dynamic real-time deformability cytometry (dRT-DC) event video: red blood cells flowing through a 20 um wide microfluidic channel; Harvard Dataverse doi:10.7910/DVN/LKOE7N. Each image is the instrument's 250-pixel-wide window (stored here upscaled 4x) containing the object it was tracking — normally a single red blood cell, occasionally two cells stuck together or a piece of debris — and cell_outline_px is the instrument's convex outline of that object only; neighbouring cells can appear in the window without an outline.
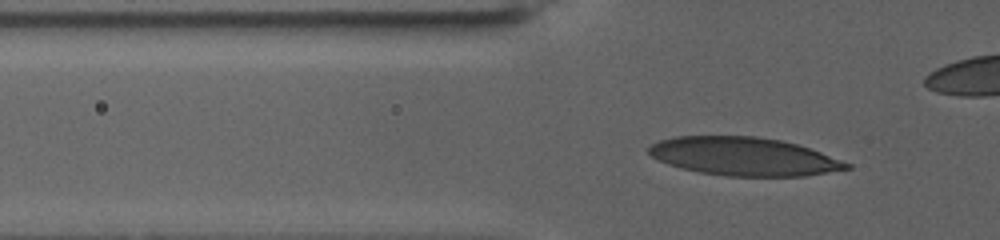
{"species": "human", "species_latin": "Homo sapiens", "temperature_condition": "warm", "stored_images_in_passage": 61, "camera_frame_rate_fps": 3000, "um_per_image_px": 0.085, "donor": {"sex": "female"}, "frame": {"image": 1, "passage_image": 20, "time_ms": 6.333, "image_size_px": [1000, 240], "cell_outline_px": [[852, 168], [804, 176], [724, 176], [700, 172], [680, 168], [656, 160], [648, 152], [648, 148], [652, 144], [660, 140], [676, 136], [756, 136], [780, 140], [796, 144], [820, 152], [852, 164]], "centroid_in_image_um": [63.2, 13.3], "position_along_channel_um": 62.6, "area_um2": 44.04}}
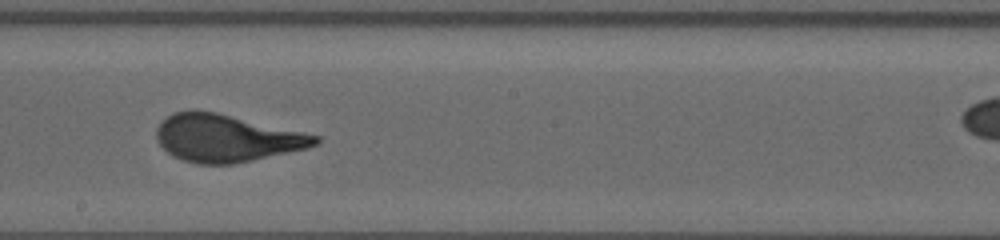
{"frame": {"image": 2, "passage_image": 39, "time_ms": 12.667, "image_size_px": [1000, 240], "cell_outline_px": [[320, 144], [308, 148], [252, 160], [232, 164], [196, 164], [172, 156], [156, 140], [156, 128], [168, 116], [176, 112], [196, 108], [216, 112], [304, 132], [320, 136]], "centroid_in_image_um": [19.25, 11.73], "position_along_channel_um": 228.9, "area_um2": 43.87}}
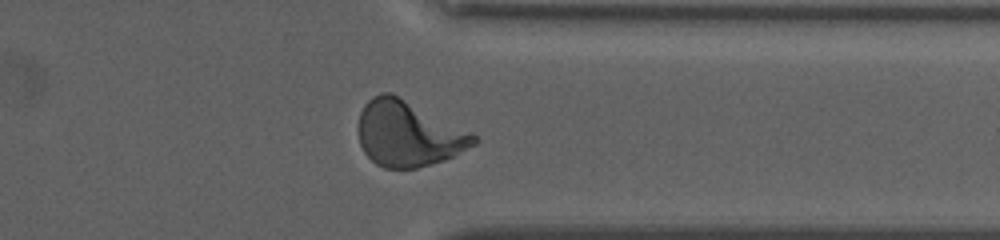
{"frame": {"image": 3, "passage_image": 55, "time_ms": 18.0, "image_size_px": [1000, 240], "cell_outline_px": [[480, 140], [476, 144], [452, 156], [416, 168], [384, 168], [376, 164], [364, 152], [360, 144], [360, 112], [364, 104], [372, 96], [384, 92], [392, 92], [472, 132]], "centroid_in_image_um": [34.71, 11.35], "position_along_channel_um": 376.7, "area_um2": 43.7}}